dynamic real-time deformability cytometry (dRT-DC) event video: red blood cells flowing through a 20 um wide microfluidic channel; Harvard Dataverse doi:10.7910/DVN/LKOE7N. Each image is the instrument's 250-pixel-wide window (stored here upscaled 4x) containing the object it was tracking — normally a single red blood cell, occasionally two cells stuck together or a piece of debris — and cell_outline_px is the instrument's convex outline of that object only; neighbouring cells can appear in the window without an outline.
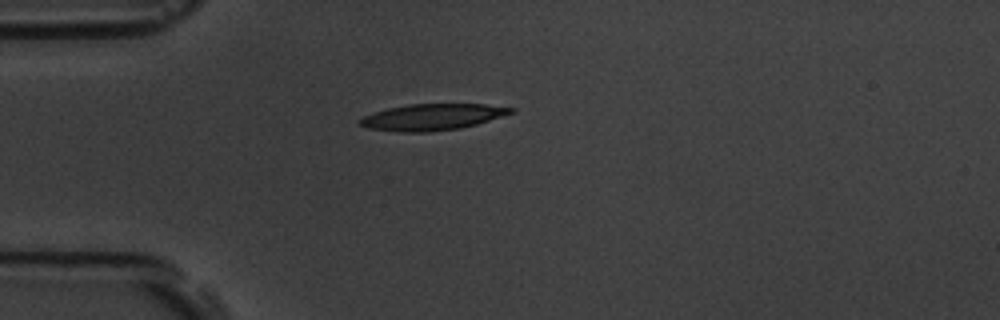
{"species": "common noctule bat (a hibernating species)", "species_latin": "Nyctalus noctula", "temperature_condition": "room temperature", "stored_images_in_passage": 4, "camera_frame_rate_fps": 3000, "um_per_image_px": 0.085, "animal": {"sex": "male", "body_mass_g": 19.5, "forearm_length_mm": 54.6}, "frame": {"image": 1, "passage_image": 1, "time_ms": 0.0, "image_size_px": [1000, 320], "cell_outline_px": [[516, 112], [476, 124], [460, 128], [424, 132], [400, 132], [368, 128], [356, 124], [356, 120], [372, 112], [388, 108], [408, 104], [484, 104], [516, 108]], "centroid_in_image_um": [36.7, 9.94], "position_along_channel_um": 48.3, "area_um2": 23.29}}
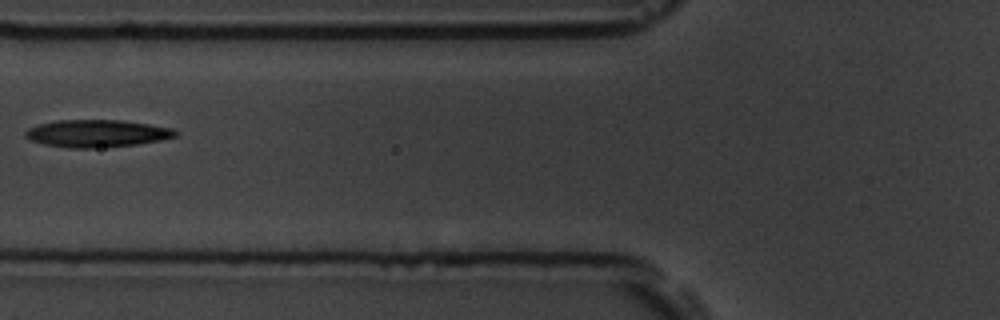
{"frame": {"image": 2, "passage_image": 3, "time_ms": 2.333, "image_size_px": [1000, 320], "cell_outline_px": [[180, 132], [176, 136], [160, 140], [136, 144], [92, 148], [68, 148], [44, 144], [32, 140], [24, 136], [24, 132], [28, 128], [40, 124], [56, 120], [120, 120], [148, 124], [172, 128]], "centroid_in_image_um": [8.23, 11.34], "position_along_channel_um": 117.6, "area_um2": 23.81}}
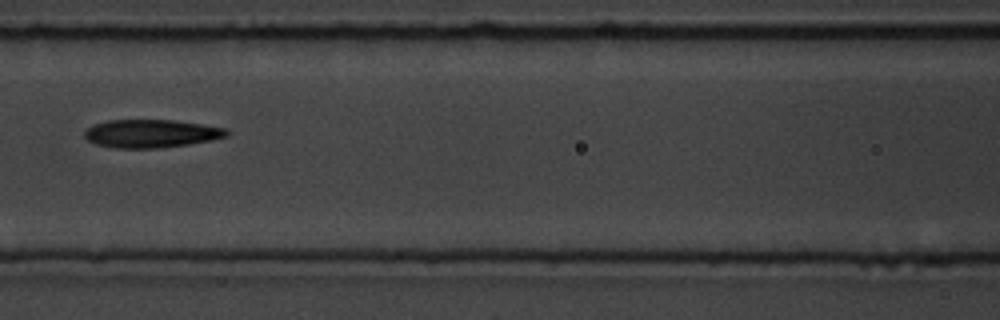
{"frame": {"image": 3, "passage_image": 4, "time_ms": 3.333, "image_size_px": [1000, 320], "cell_outline_px": [[228, 136], [212, 140], [188, 144], [156, 148], [116, 148], [96, 144], [88, 140], [84, 136], [84, 132], [92, 124], [108, 120], [172, 120], [200, 124], [224, 128], [228, 132]], "centroid_in_image_um": [12.81, 11.35], "position_along_channel_um": 153.8, "area_um2": 23.12}}